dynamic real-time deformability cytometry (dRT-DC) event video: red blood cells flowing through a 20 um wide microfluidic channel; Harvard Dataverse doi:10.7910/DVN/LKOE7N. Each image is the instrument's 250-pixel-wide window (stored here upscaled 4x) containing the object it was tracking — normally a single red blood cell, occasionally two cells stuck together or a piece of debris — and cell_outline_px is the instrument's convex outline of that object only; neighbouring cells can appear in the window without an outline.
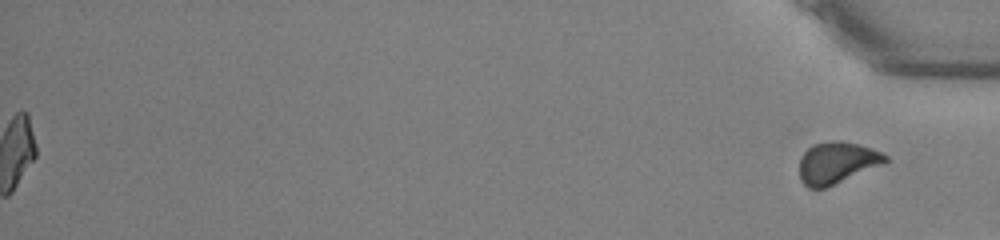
{"species": "common noctule bat (a hibernating species)", "species_latin": "Nyctalus noctula", "temperature_condition": "warm", "stored_images_in_passage": 47, "segment_of_instrument_passage": [2, 2], "camera_frame_rate_fps": 3000, "um_per_image_px": 0.085, "animal": {"sex": "male", "body_mass_g": 13.0, "forearm_length_mm": 53.1}, "frame": {"image": 1, "passage_image": 47, "time_ms": 15.333, "image_size_px": [1000, 240], "cell_outline_px": [[888, 160], [884, 164], [824, 188], [808, 188], [800, 180], [800, 156], [812, 144], [832, 140], [840, 140], [872, 148], [888, 156]], "centroid_in_image_um": [71.12, 13.82], "position_along_channel_um": 364.1, "area_um2": 20.87}}